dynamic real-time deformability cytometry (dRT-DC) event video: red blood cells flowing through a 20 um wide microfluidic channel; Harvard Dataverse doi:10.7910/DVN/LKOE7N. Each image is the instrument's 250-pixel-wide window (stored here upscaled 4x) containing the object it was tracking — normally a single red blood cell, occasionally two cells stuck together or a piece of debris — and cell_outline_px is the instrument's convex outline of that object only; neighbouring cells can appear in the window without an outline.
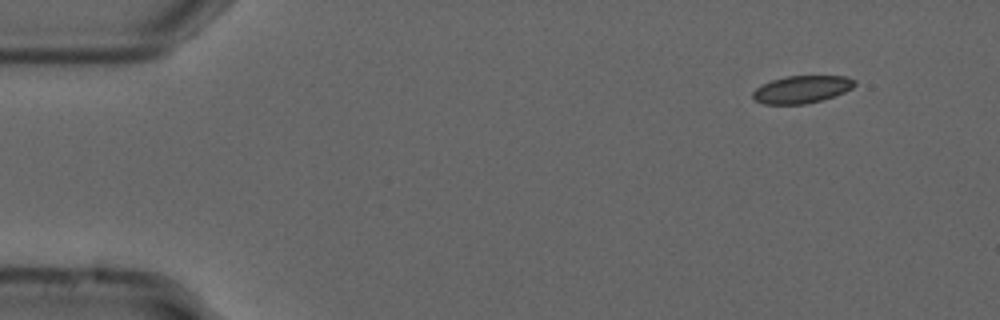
{"species": "common noctule bat (a hibernating species)", "species_latin": "Nyctalus noctula", "temperature_condition": "cold", "stored_images_in_passage": 51, "camera_frame_rate_fps": 3000, "um_per_image_px": 0.085, "animal": {"sex": "male", "forearm_length_mm": 52.5}, "frame": {"image": 1, "passage_image": 1, "time_ms": 0.0, "image_size_px": [1000, 320], "cell_outline_px": [[856, 84], [852, 88], [844, 92], [820, 100], [804, 104], [764, 104], [756, 100], [752, 96], [752, 92], [756, 88], [772, 80], [784, 76], [844, 76], [856, 80]], "centroid_in_image_um": [68.15, 7.59], "position_along_channel_um": 16.9, "area_um2": 16.13}}
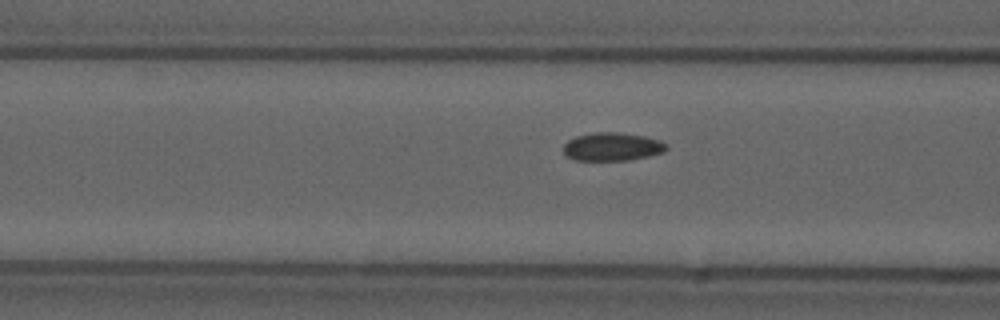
{"frame": {"image": 2, "passage_image": 17, "time_ms": 5.333, "image_size_px": [1000, 320], "cell_outline_px": [[668, 148], [664, 152], [648, 156], [628, 160], [572, 160], [564, 156], [564, 144], [568, 140], [576, 136], [596, 132], [620, 132], [644, 136], [660, 140], [668, 144]], "centroid_in_image_um": [52.04, 12.47], "position_along_channel_um": 114.6, "area_um2": 17.11}}
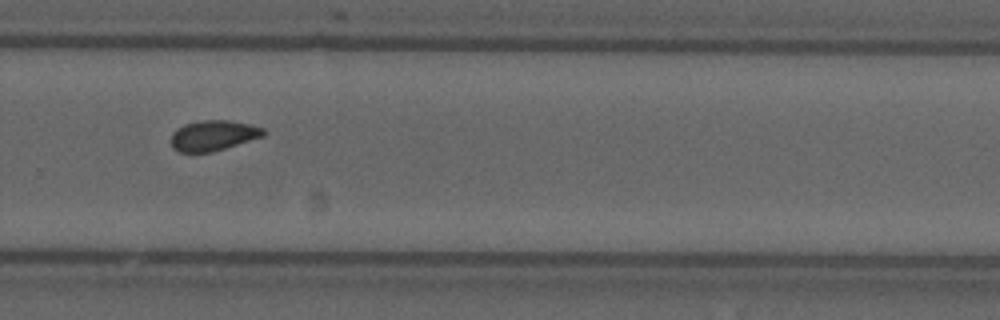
{"frame": {"image": 3, "passage_image": 33, "time_ms": 10.667, "image_size_px": [1000, 320], "cell_outline_px": [[268, 132], [264, 136], [212, 152], [176, 152], [172, 148], [172, 132], [176, 128], [184, 124], [200, 120], [228, 120], [248, 124], [264, 128]], "centroid_in_image_um": [18.12, 11.51], "position_along_channel_um": 311.7, "area_um2": 16.47}, "authors_computed_cell_mechanics": {"area_um2": 16.6464, "velocity_mm_per_s": 3.7094, "shape_relaxation_time_tau1_ms": null, "shape_relaxation_time_tau2_ms": 5.3927, "deformation_change_tau1": null, "deformation_change_tau2": 0.0704}}